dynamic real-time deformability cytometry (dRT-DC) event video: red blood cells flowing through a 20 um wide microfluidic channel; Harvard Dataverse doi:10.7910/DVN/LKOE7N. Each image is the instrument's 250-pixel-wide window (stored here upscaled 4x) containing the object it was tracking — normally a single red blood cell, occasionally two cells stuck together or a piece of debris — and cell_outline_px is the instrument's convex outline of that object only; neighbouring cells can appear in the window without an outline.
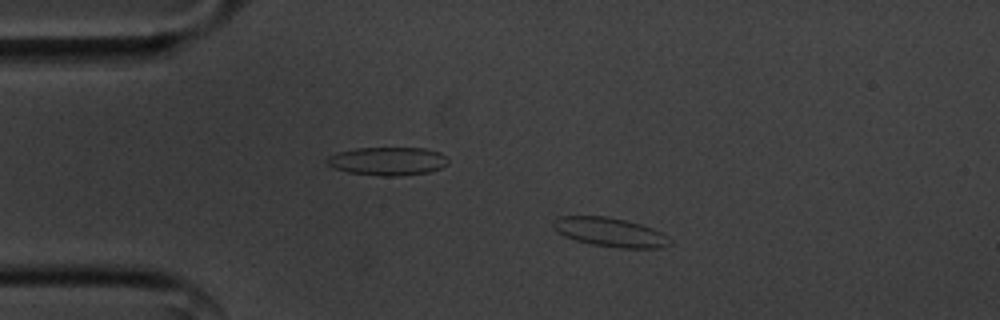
{"species": "common noctule bat (a hibernating species)", "species_latin": "Nyctalus noctula", "temperature_condition": "cold", "stored_images_in_passage": 56, "camera_frame_rate_fps": 3000, "um_per_image_px": 0.085, "animal": {"sex": "male", "body_mass_g": 20.1, "forearm_length_mm": 53.5}, "frame": {"image": 1, "passage_image": 11, "time_ms": 3.333, "image_size_px": [1000, 320], "cell_outline_px": [[672, 240], [668, 244], [660, 248], [620, 248], [592, 244], [576, 240], [564, 236], [556, 232], [552, 224], [552, 220], [560, 216], [608, 216], [640, 224], [652, 228], [660, 232]], "centroid_in_image_um": [51.81, 19.73], "position_along_channel_um": 33.2, "area_um2": 19.65}}
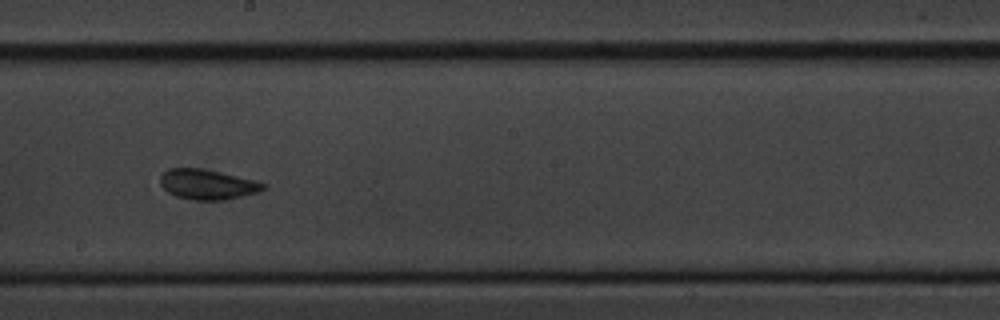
{"frame": {"image": 2, "passage_image": 31, "time_ms": 10.0, "image_size_px": [1000, 320], "cell_outline_px": [[264, 188], [260, 192], [224, 200], [192, 200], [176, 196], [168, 192], [160, 184], [160, 176], [168, 168], [200, 168], [236, 176], [252, 180], [264, 184]], "centroid_in_image_um": [17.58, 15.68], "position_along_channel_um": 230.6, "area_um2": 17.8}}
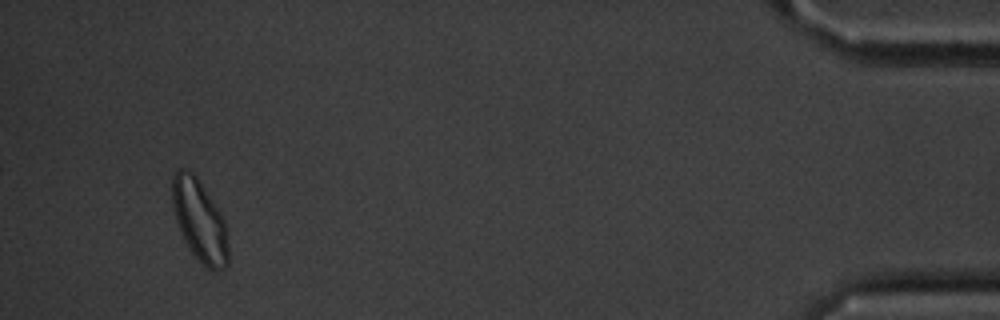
{"frame": {"image": 3, "passage_image": 53, "time_ms": 17.333, "image_size_px": [1000, 320], "cell_outline_px": [[228, 264], [224, 268], [216, 272], [212, 272], [192, 252], [176, 220], [172, 204], [172, 176], [180, 168], [192, 172], [196, 176], [220, 212], [228, 228]], "centroid_in_image_um": [17.0, 18.76], "position_along_channel_um": 418.2, "area_um2": 26.36}, "authors_computed_cell_mechanics": {"area_um2": 19.4208, "velocity_mm_per_s": 3.5524, "shape_relaxation_time_tau1_ms": 3.7504, "shape_relaxation_time_tau2_ms": 1.6627, "deformation_change_tau1": 0.0921, "deformation_change_tau2": 0.0683}}